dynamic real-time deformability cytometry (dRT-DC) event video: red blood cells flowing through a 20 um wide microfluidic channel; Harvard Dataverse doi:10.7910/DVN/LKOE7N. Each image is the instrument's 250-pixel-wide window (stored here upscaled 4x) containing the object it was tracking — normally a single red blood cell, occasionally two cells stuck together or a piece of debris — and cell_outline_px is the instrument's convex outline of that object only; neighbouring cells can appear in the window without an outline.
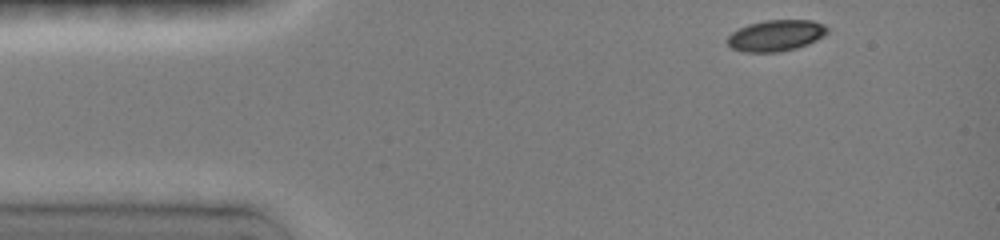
{"species": "common noctule bat (a hibernating species)", "species_latin": "Nyctalus noctula", "temperature_condition": "room temperature", "stored_images_in_passage": 29, "camera_frame_rate_fps": 3000, "um_per_image_px": 0.085, "animal": {"sex": "female", "body_mass_g": 19.0, "forearm_length_mm": 51.5}, "frame": {"image": 1, "passage_image": 1, "time_ms": 0.0, "image_size_px": [1000, 240], "cell_outline_px": [[828, 32], [816, 40], [808, 44], [796, 48], [780, 52], [744, 52], [732, 48], [728, 44], [728, 36], [732, 32], [748, 24], [764, 20], [812, 20], [824, 24], [828, 28]], "centroid_in_image_um": [65.96, 3.02], "position_along_channel_um": 19.0, "area_um2": 18.15}}
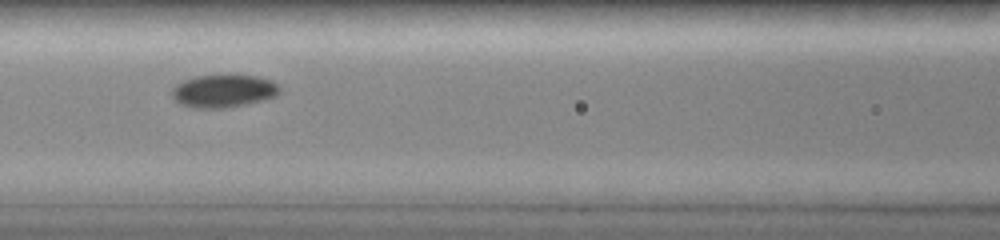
{"frame": {"image": 2, "passage_image": 14, "time_ms": 5.0, "image_size_px": [1000, 240], "cell_outline_px": [[280, 92], [276, 96], [228, 108], [192, 108], [180, 104], [172, 96], [172, 88], [176, 84], [184, 80], [196, 76], [256, 76], [272, 80], [280, 88]], "centroid_in_image_um": [18.98, 7.75], "position_along_channel_um": 147.6, "area_um2": 20.35}}
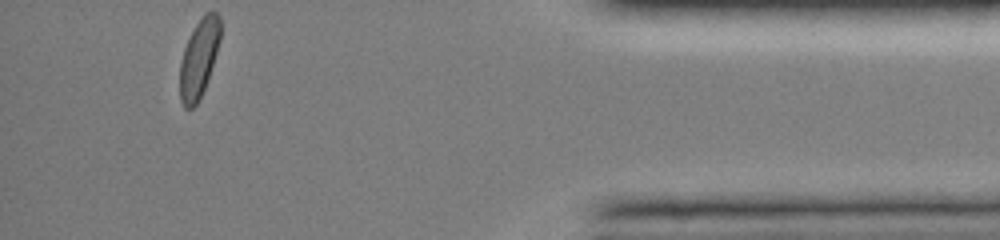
{"frame": {"image": 3, "passage_image": 29, "time_ms": 12.667, "image_size_px": [1000, 240], "cell_outline_px": [[220, 40], [204, 88], [196, 104], [192, 108], [184, 108], [180, 100], [180, 60], [184, 48], [196, 24], [204, 12], [216, 12], [220, 16]], "centroid_in_image_um": [16.89, 4.94], "position_along_channel_um": 418.3, "area_um2": 18.09}, "authors_computed_cell_mechanics": {"area_um2": 19.363, "velocity_mm_per_s": 4.0218, "shape_relaxation_time_tau1_ms": 4.5595, "shape_relaxation_time_tau2_ms": null, "deformation_change_tau1": 0.1286, "deformation_change_tau2": null}}